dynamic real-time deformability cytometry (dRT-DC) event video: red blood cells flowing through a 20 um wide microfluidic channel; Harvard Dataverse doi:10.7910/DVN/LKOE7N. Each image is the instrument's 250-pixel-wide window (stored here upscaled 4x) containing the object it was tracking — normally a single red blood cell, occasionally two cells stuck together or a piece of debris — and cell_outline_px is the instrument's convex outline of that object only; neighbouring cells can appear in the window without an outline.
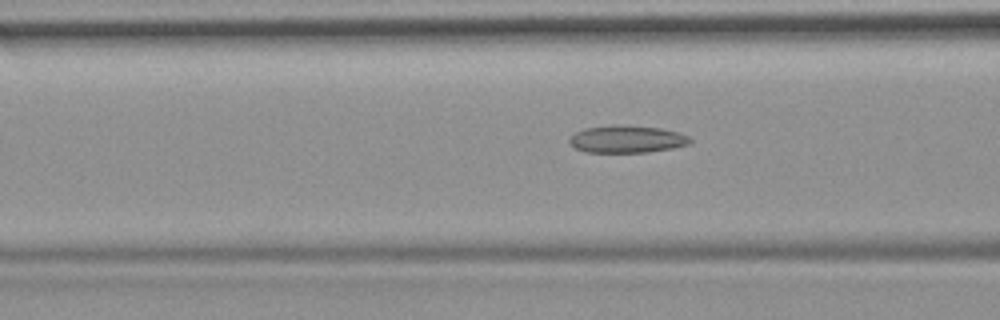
{"species": "common noctule bat (a hibernating species)", "species_latin": "Nyctalus noctula", "temperature_condition": "room temperature", "stored_images_in_passage": 38, "camera_frame_rate_fps": 3000, "um_per_image_px": 0.085, "animal": {"sex": "female", "body_mass_g": 19.9}, "frame": {"image": 1, "passage_image": 5, "time_ms": 1.333, "image_size_px": [1000, 320], "cell_outline_px": [[692, 140], [688, 144], [672, 148], [648, 152], [584, 152], [576, 148], [568, 140], [576, 132], [584, 128], [612, 124], [620, 124], [660, 128], [676, 132], [688, 136]], "centroid_in_image_um": [53.26, 11.82], "position_along_channel_um": 113.3, "area_um2": 19.19}}
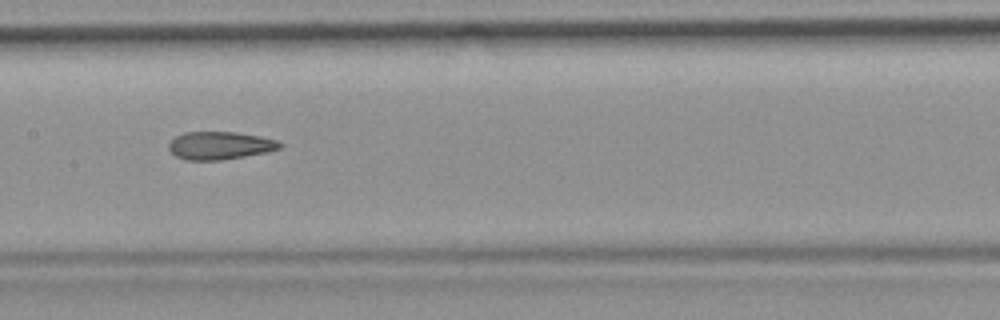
{"frame": {"image": 2, "passage_image": 11, "time_ms": 3.333, "image_size_px": [1000, 320], "cell_outline_px": [[284, 144], [280, 148], [268, 152], [220, 160], [184, 160], [176, 156], [168, 148], [168, 144], [176, 136], [184, 132], [236, 132], [260, 136], [276, 140]], "centroid_in_image_um": [18.69, 12.37], "position_along_channel_um": 188.7, "area_um2": 18.03}}
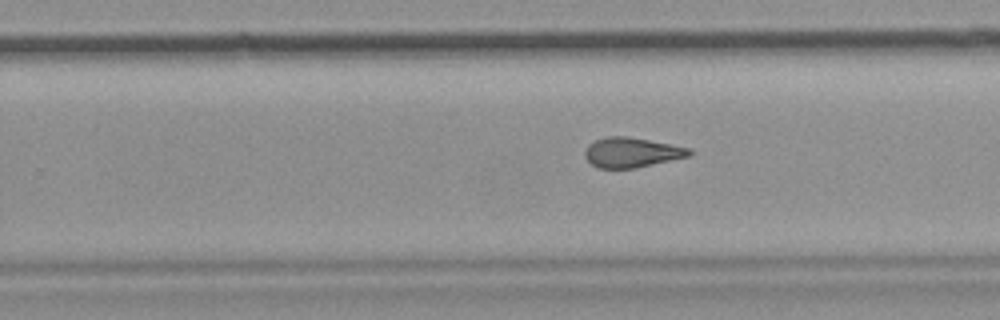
{"frame": {"image": 3, "passage_image": 18, "time_ms": 5.667, "image_size_px": [1000, 320], "cell_outline_px": [[692, 152], [688, 156], [636, 168], [600, 168], [592, 164], [584, 156], [584, 152], [588, 144], [596, 140], [608, 136], [624, 136], [648, 140], [688, 148]], "centroid_in_image_um": [53.64, 12.96], "position_along_channel_um": 276.2, "area_um2": 17.8}, "authors_computed_cell_mechanics": {"area_um2": 18.6694, "velocity_mm_per_s": 3.7685, "shape_relaxation_time_tau1_ms": null, "shape_relaxation_time_tau2_ms": 2.8655, "deformation_change_tau1": null, "deformation_change_tau2": 0.1167}}